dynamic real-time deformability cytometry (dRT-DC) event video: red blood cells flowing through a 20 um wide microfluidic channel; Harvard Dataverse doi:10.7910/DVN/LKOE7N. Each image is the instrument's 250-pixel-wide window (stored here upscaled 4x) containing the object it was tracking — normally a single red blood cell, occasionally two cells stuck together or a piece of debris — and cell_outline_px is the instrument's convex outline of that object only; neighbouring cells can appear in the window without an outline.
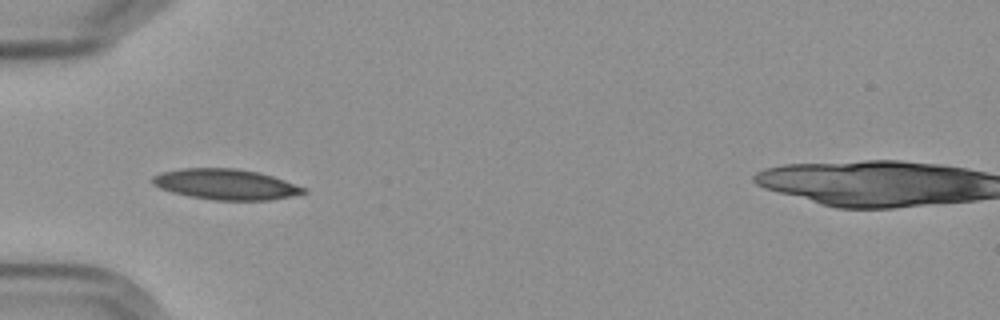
{"species": "Egyptian fruit bat (a non-hibernating species)", "species_latin": "Rousettus aegyptiacus", "temperature_condition": "cold", "stored_images_in_passage": 8, "camera_frame_rate_fps": 3000, "um_per_image_px": 0.085, "frame": {"image": 1, "passage_image": 3, "time_ms": 2.333, "image_size_px": [1000, 320], "cell_outline_px": [[308, 192], [268, 200], [212, 200], [188, 196], [172, 192], [160, 188], [152, 184], [152, 176], [160, 172], [180, 168], [236, 168], [256, 172], [272, 176], [308, 188]], "centroid_in_image_um": [19.15, 15.66], "position_along_channel_um": 65.8, "area_um2": 26.93}}
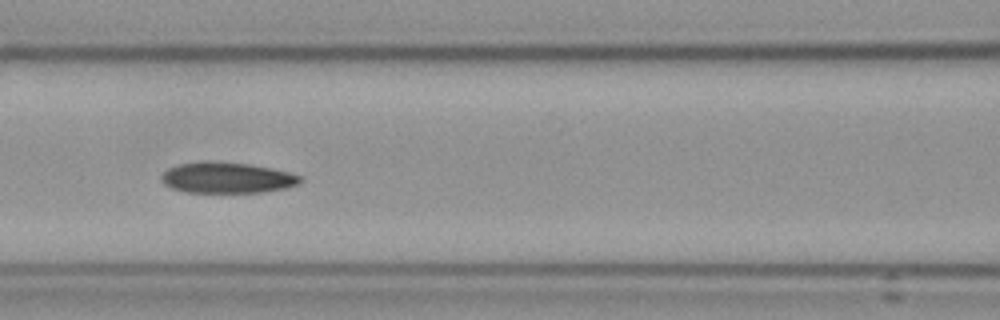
{"frame": {"image": 2, "passage_image": 5, "time_ms": 4.667, "image_size_px": [1000, 320], "cell_outline_px": [[304, 180], [288, 188], [264, 192], [188, 192], [172, 188], [164, 184], [160, 176], [168, 168], [180, 164], [208, 160], [248, 164], [272, 168], [288, 172], [300, 176]], "centroid_in_image_um": [19.3, 15.1], "position_along_channel_um": 147.3, "area_um2": 24.97}}
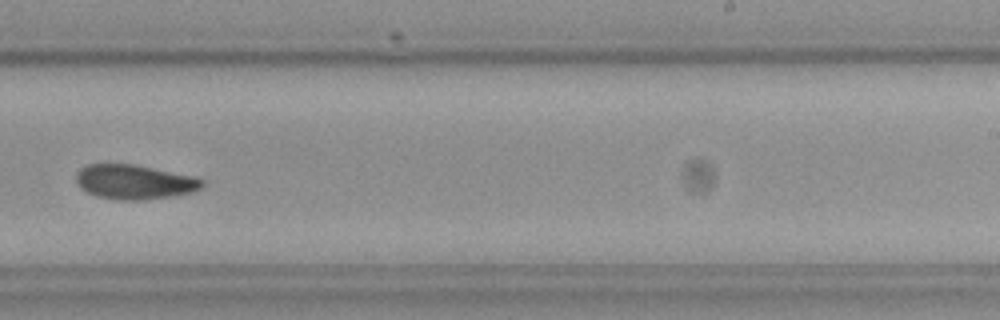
{"frame": {"image": 3, "passage_image": 8, "time_ms": 8.333, "image_size_px": [1000, 320], "cell_outline_px": [[204, 184], [200, 188], [192, 192], [172, 196], [140, 200], [116, 200], [96, 196], [80, 188], [76, 184], [76, 172], [80, 168], [88, 164], [132, 164], [192, 176], [204, 180]], "centroid_in_image_um": [11.37, 15.47], "position_along_channel_um": 277.6, "area_um2": 25.26}}